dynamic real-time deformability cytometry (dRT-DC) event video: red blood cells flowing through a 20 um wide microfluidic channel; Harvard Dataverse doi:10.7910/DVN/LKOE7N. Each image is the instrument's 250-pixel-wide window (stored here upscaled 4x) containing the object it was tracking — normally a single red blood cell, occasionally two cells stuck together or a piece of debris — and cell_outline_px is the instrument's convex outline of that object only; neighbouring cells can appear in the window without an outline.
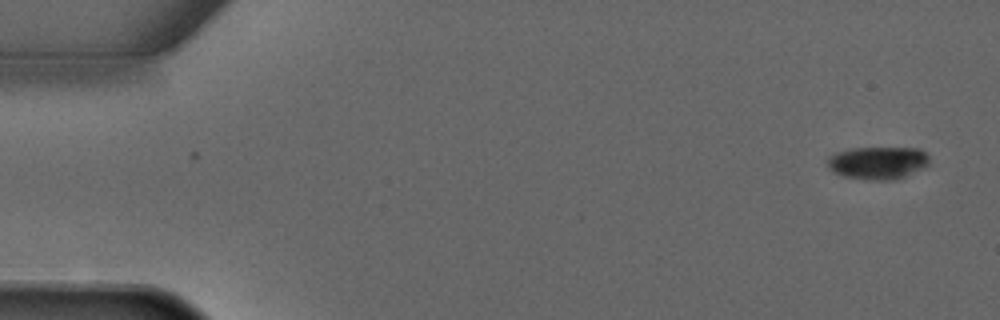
{"species": "common noctule bat (a hibernating species)", "species_latin": "Nyctalus noctula", "temperature_condition": "warm", "stored_images_in_passage": 5, "segment_of_instrument_passage": [1, 2], "camera_frame_rate_fps": 3000, "um_per_image_px": 0.085, "animal": {"sex": "male", "forearm_length_mm": 52.5}, "frame": {"image": 1, "passage_image": 1, "time_ms": 0.0, "image_size_px": [1000, 320], "cell_outline_px": [[928, 164], [924, 168], [904, 176], [892, 180], [868, 180], [844, 176], [832, 172], [828, 168], [828, 156], [836, 152], [852, 148], [920, 148], [928, 156]], "centroid_in_image_um": [74.59, 13.84], "position_along_channel_um": 10.4, "area_um2": 19.42}}
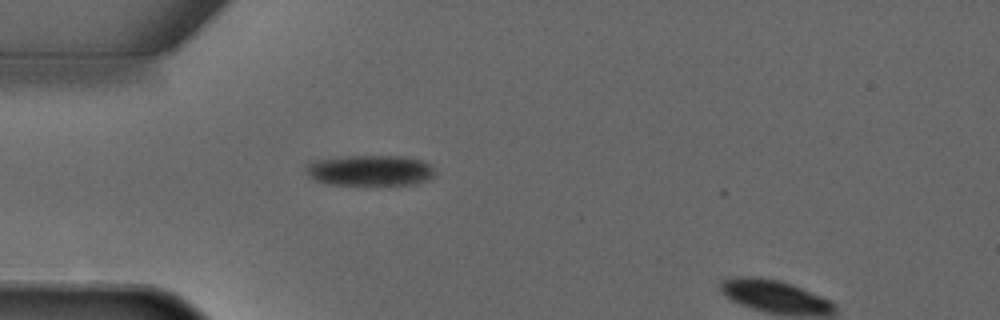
{"frame": {"image": 2, "passage_image": 4, "time_ms": 3.667, "image_size_px": [1000, 320], "cell_outline_px": [[432, 176], [428, 180], [412, 184], [332, 184], [316, 180], [308, 172], [304, 164], [312, 160], [348, 156], [404, 156], [424, 160], [432, 168]], "centroid_in_image_um": [31.44, 14.46], "position_along_channel_um": 53.6, "area_um2": 22.72}}